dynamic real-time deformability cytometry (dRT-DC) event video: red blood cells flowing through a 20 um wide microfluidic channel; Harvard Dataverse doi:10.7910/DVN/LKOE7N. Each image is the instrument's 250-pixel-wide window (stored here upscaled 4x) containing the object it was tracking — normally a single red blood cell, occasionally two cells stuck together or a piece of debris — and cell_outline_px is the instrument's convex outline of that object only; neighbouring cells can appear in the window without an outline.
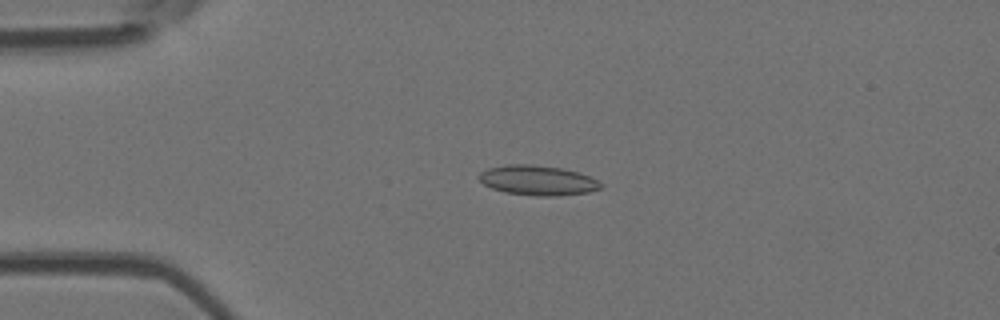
{"species": "Egyptian fruit bat (a non-hibernating species)", "species_latin": "Rousettus aegyptiacus", "temperature_condition": "room temperature", "stored_images_in_passage": 3, "camera_frame_rate_fps": 3000, "um_per_image_px": 0.085, "animal": {"sex": "female"}, "frame": {"image": 1, "passage_image": 2, "time_ms": 1.333, "image_size_px": [1000, 320], "cell_outline_px": [[604, 188], [588, 192], [556, 196], [536, 196], [504, 192], [492, 188], [484, 184], [476, 176], [480, 172], [488, 168], [508, 164], [532, 164], [560, 168], [576, 172], [588, 176], [604, 184]], "centroid_in_image_um": [45.69, 15.33], "position_along_channel_um": 39.3, "area_um2": 21.21}}